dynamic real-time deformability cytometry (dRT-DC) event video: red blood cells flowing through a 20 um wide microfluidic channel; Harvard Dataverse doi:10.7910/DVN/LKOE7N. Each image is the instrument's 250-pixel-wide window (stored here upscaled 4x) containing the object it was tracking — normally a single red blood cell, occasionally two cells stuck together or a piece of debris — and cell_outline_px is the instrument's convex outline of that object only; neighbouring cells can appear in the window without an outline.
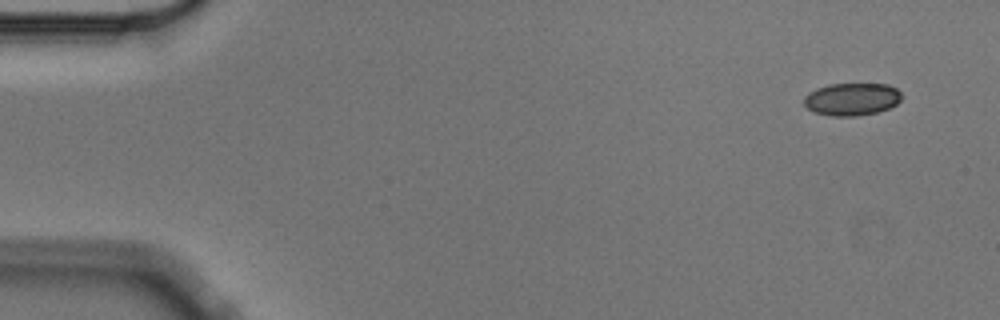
{"species": "Egyptian fruit bat (a non-hibernating species)", "species_latin": "Rousettus aegyptiacus", "temperature_condition": "cold", "stored_images_in_passage": 6, "camera_frame_rate_fps": 3000, "um_per_image_px": 0.085, "animal": {"sex": "male"}, "frame": {"image": 1, "passage_image": 1, "time_ms": 0.0, "image_size_px": [1000, 320], "cell_outline_px": [[900, 100], [896, 104], [888, 108], [876, 112], [856, 116], [828, 116], [812, 112], [804, 104], [804, 96], [808, 92], [816, 88], [828, 84], [888, 84], [896, 88], [900, 92]], "centroid_in_image_um": [72.36, 8.43], "position_along_channel_um": 12.6, "area_um2": 18.61}}
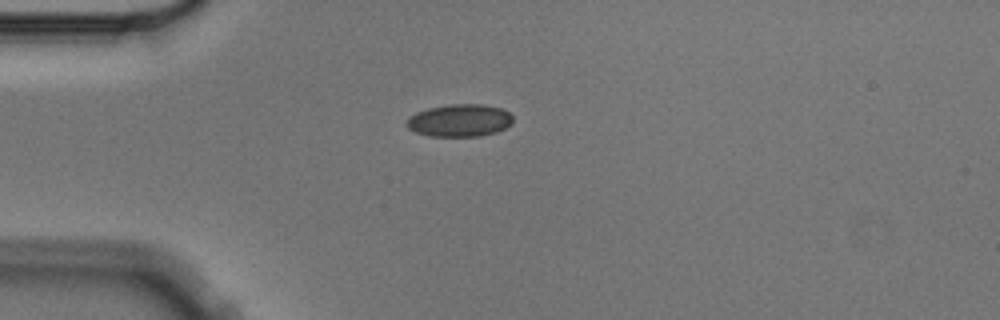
{"frame": {"image": 2, "passage_image": 4, "time_ms": 1.0, "image_size_px": [1000, 320], "cell_outline_px": [[512, 124], [496, 132], [480, 136], [428, 136], [416, 132], [408, 128], [404, 124], [408, 116], [416, 112], [428, 108], [452, 104], [480, 104], [500, 108], [508, 112], [512, 116]], "centroid_in_image_um": [39.03, 10.24], "position_along_channel_um": 46.0, "area_um2": 20.17}}
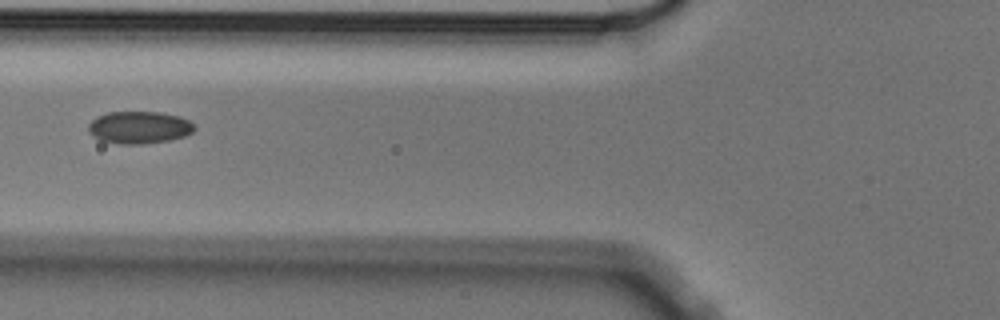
{"frame": {"image": 3, "passage_image": 6, "time_ms": 1.667, "image_size_px": [1000, 320], "cell_outline_px": [[196, 128], [192, 132], [184, 136], [168, 140], [144, 144], [120, 144], [100, 140], [92, 136], [88, 132], [88, 124], [96, 116], [108, 112], [160, 112], [180, 116], [188, 120]], "centroid_in_image_um": [11.79, 10.83], "position_along_channel_um": 114.0, "area_um2": 20.06}}